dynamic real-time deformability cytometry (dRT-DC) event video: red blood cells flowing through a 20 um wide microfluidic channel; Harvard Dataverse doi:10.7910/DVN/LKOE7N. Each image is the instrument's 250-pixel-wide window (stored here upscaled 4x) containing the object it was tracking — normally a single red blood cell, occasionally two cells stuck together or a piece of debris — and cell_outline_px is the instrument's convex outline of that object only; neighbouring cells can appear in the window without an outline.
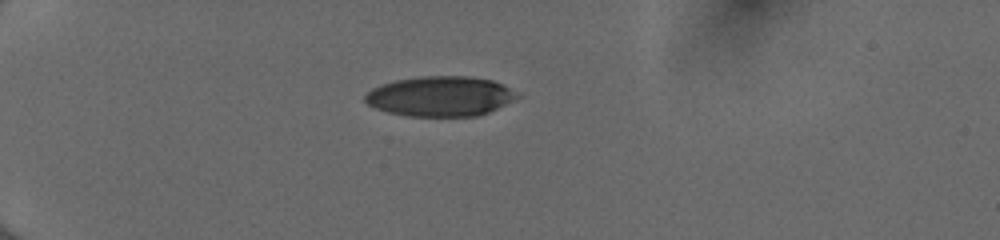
{"species": "human", "species_latin": "Homo sapiens", "temperature_condition": "cold", "stored_images_in_passage": 38, "camera_frame_rate_fps": 3000, "um_per_image_px": 0.085, "donor": {"sex": "female"}, "frame": {"image": 1, "passage_image": 1, "time_ms": 0.0, "image_size_px": [1000, 240], "cell_outline_px": [[520, 96], [488, 112], [476, 116], [408, 116], [388, 112], [376, 108], [368, 104], [364, 100], [364, 96], [372, 88], [380, 84], [396, 80], [424, 76], [468, 76], [492, 80], [508, 88]], "centroid_in_image_um": [37.37, 8.18], "position_along_channel_um": 47.6, "area_um2": 35.08}}
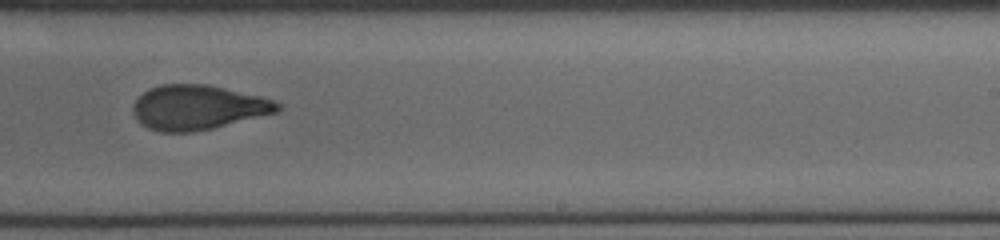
{"frame": {"image": 2, "passage_image": 21, "time_ms": 6.667, "image_size_px": [1000, 240], "cell_outline_px": [[284, 108], [280, 112], [212, 128], [192, 132], [160, 132], [148, 128], [140, 124], [136, 120], [132, 112], [132, 104], [148, 88], [160, 84], [208, 84], [260, 96], [272, 100], [280, 104]], "centroid_in_image_um": [16.81, 9.13], "position_along_channel_um": 272.2, "area_um2": 37.92}}
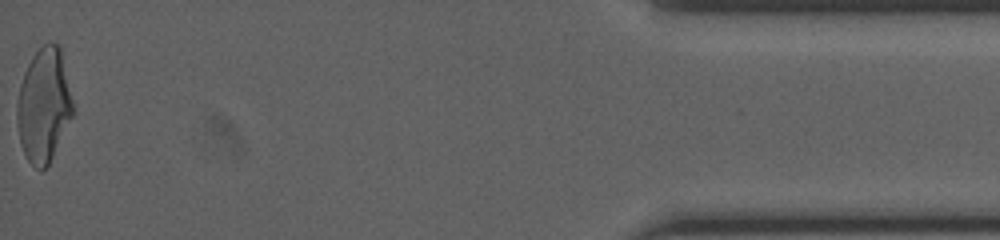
{"frame": {"image": 3, "passage_image": 38, "time_ms": 12.333, "image_size_px": [1000, 240], "cell_outline_px": [[72, 116], [48, 164], [40, 172], [28, 160], [20, 144], [16, 124], [16, 100], [20, 84], [24, 72], [32, 56], [48, 40], [56, 44], [60, 48], [72, 100]], "centroid_in_image_um": [3.68, 8.94], "position_along_channel_um": 431.5, "area_um2": 36.7}, "authors_computed_cell_mechanics": {"area_um2": 37.8879, "velocity_mm_per_s": 4.0603, "shape_relaxation_time_tau1_ms": 5.5055, "shape_relaxation_time_tau2_ms": 1.4973, "deformation_change_tau1": 0.2001, "deformation_change_tau2": 0.0832}}